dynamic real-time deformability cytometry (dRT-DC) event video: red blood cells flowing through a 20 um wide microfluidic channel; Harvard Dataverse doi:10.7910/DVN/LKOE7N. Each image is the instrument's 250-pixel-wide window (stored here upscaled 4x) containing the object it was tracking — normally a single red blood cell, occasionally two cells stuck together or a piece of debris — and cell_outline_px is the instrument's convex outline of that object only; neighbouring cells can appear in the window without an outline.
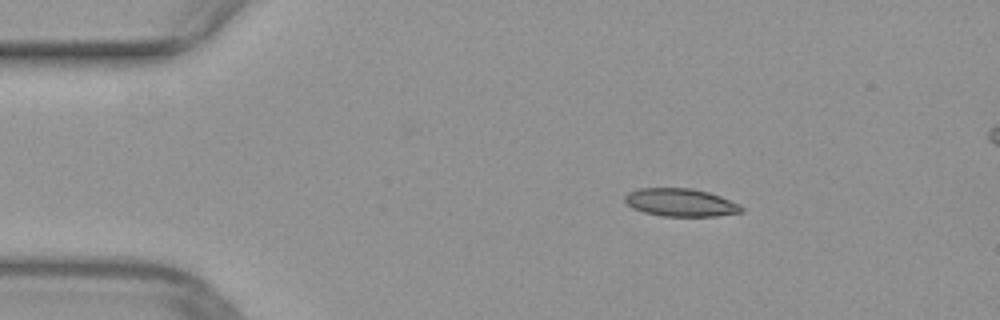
{"species": "common noctule bat (a hibernating species)", "species_latin": "Nyctalus noctula", "temperature_condition": "warm", "stored_images_in_passage": 44, "segment_of_instrument_passage": [1, 2], "camera_frame_rate_fps": 3000, "um_per_image_px": 0.085, "animal": {"sex": "female", "body_mass_g": 29.2, "forearm_length_mm": 56.3}, "frame": {"image": 1, "passage_image": 1, "time_ms": 0.0, "image_size_px": [1000, 320], "cell_outline_px": [[744, 212], [716, 216], [660, 216], [644, 212], [632, 208], [624, 200], [624, 196], [628, 192], [640, 188], [692, 188], [708, 192], [720, 196], [740, 204], [744, 208]], "centroid_in_image_um": [57.86, 17.21], "position_along_channel_um": 27.1, "area_um2": 19.07}}
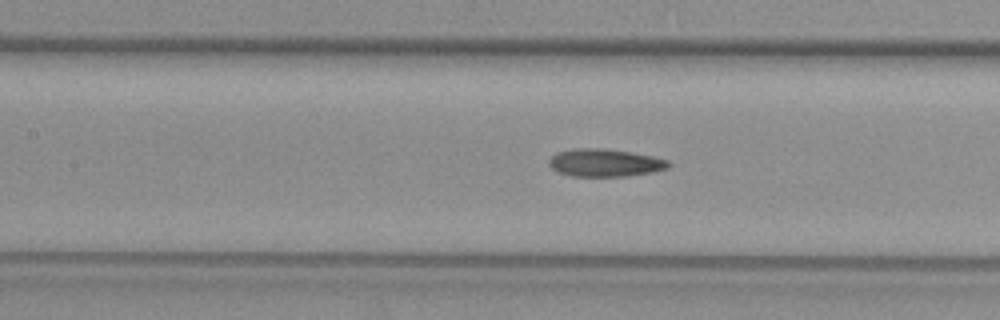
{"frame": {"image": 2, "passage_image": 15, "time_ms": 4.667, "image_size_px": [1000, 320], "cell_outline_px": [[672, 164], [668, 168], [652, 172], [628, 176], [572, 176], [556, 172], [548, 164], [548, 160], [556, 152], [576, 148], [604, 148], [632, 152], [652, 156], [668, 160]], "centroid_in_image_um": [51.41, 13.83], "position_along_channel_um": 156.0, "area_um2": 19.48}}
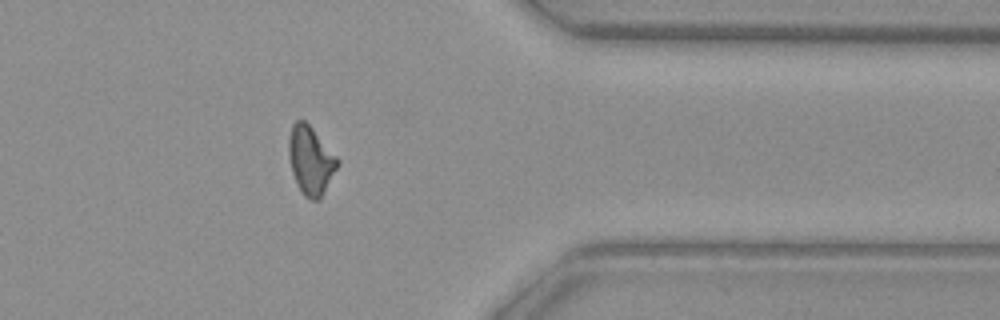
{"frame": {"image": 3, "passage_image": 33, "time_ms": 10.667, "image_size_px": [1000, 320], "cell_outline_px": [[340, 164], [320, 200], [312, 200], [304, 196], [300, 192], [296, 184], [292, 172], [288, 156], [288, 140], [292, 124], [296, 120], [304, 120], [312, 128], [340, 160]], "centroid_in_image_um": [26.4, 13.66], "position_along_channel_um": 385.0, "area_um2": 19.65}}